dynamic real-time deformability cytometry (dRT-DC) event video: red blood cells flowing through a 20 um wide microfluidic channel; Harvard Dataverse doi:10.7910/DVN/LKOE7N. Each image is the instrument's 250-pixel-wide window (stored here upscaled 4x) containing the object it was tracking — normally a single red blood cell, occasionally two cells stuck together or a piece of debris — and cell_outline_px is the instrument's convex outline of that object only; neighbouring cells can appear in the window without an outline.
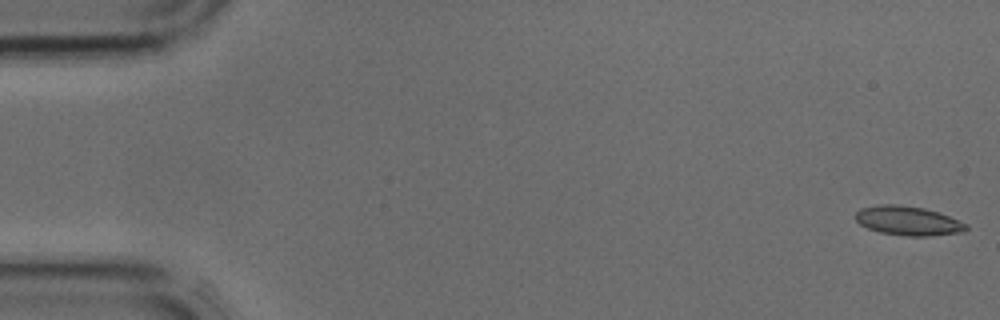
{"species": "common noctule bat (a hibernating species)", "species_latin": "Nyctalus noctula", "temperature_condition": "cold", "stored_images_in_passage": 42, "camera_frame_rate_fps": 3000, "um_per_image_px": 0.085, "animal": {"sex": "male", "body_mass_g": 17.9, "forearm_length_mm": 54.2}, "frame": {"image": 1, "passage_image": 1, "time_ms": 0.0, "image_size_px": [1000, 320], "cell_outline_px": [[968, 228], [964, 232], [928, 236], [908, 236], [880, 232], [868, 228], [860, 224], [856, 220], [856, 212], [860, 208], [880, 204], [900, 204], [924, 208], [948, 216], [968, 224]], "centroid_in_image_um": [77.18, 18.76], "position_along_channel_um": 7.8, "area_um2": 18.79}}
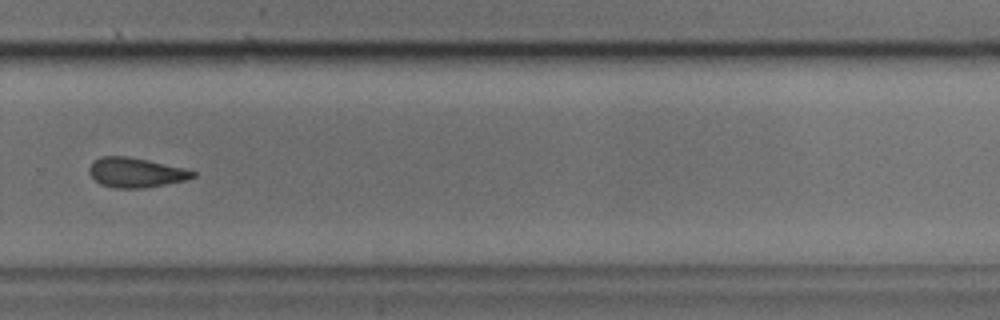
{"frame": {"image": 2, "passage_image": 29, "time_ms": 9.333, "image_size_px": [1000, 320], "cell_outline_px": [[196, 176], [184, 180], [144, 188], [112, 188], [100, 184], [88, 172], [88, 168], [92, 160], [100, 156], [128, 156], [188, 168], [196, 172]], "centroid_in_image_um": [11.52, 14.65], "position_along_channel_um": 318.3, "area_um2": 18.15}}
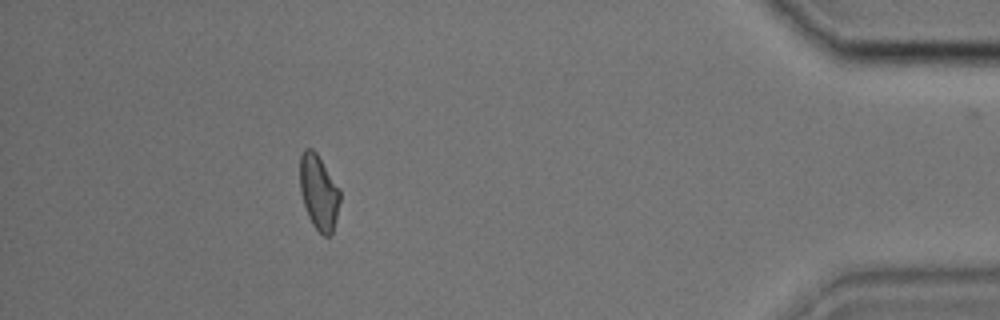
{"frame": {"image": 3, "passage_image": 38, "time_ms": 12.333, "image_size_px": [1000, 320], "cell_outline_px": [[340, 200], [336, 220], [332, 232], [328, 236], [324, 236], [312, 224], [308, 216], [300, 192], [300, 156], [304, 148], [312, 148], [316, 152], [340, 188]], "centroid_in_image_um": [27.09, 16.32], "position_along_channel_um": 408.1, "area_um2": 17.51}}